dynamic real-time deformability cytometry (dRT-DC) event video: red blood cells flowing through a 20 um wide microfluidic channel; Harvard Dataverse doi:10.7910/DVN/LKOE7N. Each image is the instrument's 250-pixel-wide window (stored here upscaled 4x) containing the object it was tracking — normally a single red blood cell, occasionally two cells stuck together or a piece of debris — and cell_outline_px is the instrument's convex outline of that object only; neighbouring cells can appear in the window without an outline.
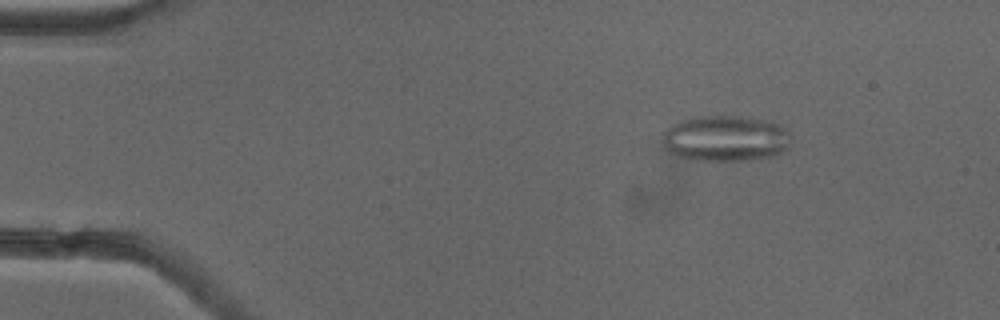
{"species": "common noctule bat (a hibernating species)", "species_latin": "Nyctalus noctula", "temperature_condition": "cold", "stored_images_in_passage": 53, "camera_frame_rate_fps": 3000, "um_per_image_px": 0.085, "animal": {"sex": "female"}, "frame": {"image": 1, "passage_image": 8, "time_ms": 2.333, "image_size_px": [1000, 320], "cell_outline_px": [[788, 148], [772, 156], [744, 160], [696, 160], [676, 156], [668, 152], [664, 144], [664, 132], [672, 124], [684, 120], [700, 116], [736, 116], [772, 120], [780, 124], [788, 132]], "centroid_in_image_um": [61.67, 11.76], "position_along_channel_um": 23.3, "area_um2": 34.1}}
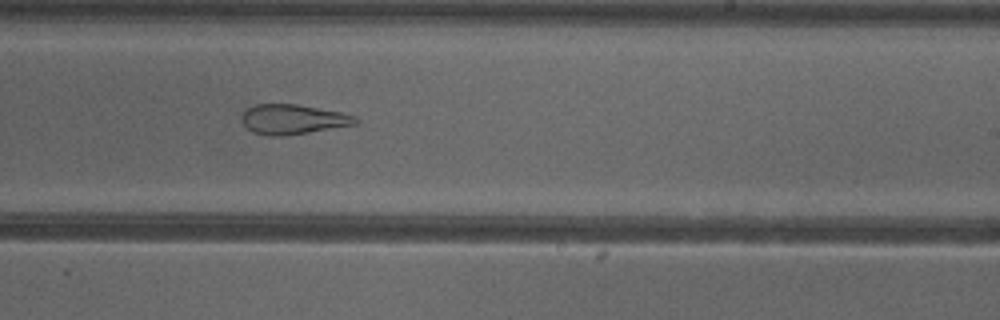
{"frame": {"image": 2, "passage_image": 33, "time_ms": 10.667, "image_size_px": [1000, 320], "cell_outline_px": [[360, 120], [356, 124], [308, 132], [280, 136], [272, 136], [252, 132], [240, 120], [244, 112], [248, 108], [256, 104], [296, 104], [340, 112], [356, 116]], "centroid_in_image_um": [24.89, 10.14], "position_along_channel_um": 264.1, "area_um2": 19.54}}
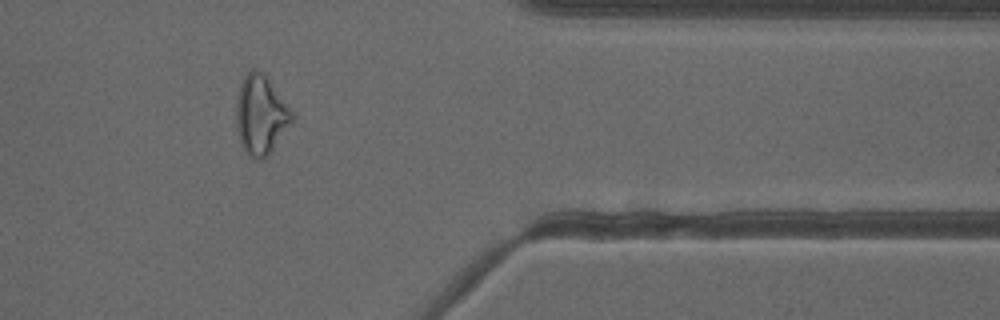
{"frame": {"image": 3, "passage_image": 44, "time_ms": 14.333, "image_size_px": [1000, 320], "cell_outline_px": [[292, 120], [268, 156], [260, 160], [252, 160], [248, 156], [240, 140], [236, 124], [236, 104], [240, 84], [244, 76], [252, 68], [256, 68], [264, 72], [292, 112]], "centroid_in_image_um": [22.13, 9.76], "position_along_channel_um": 389.3, "area_um2": 25.43}, "authors_computed_cell_mechanics": {"area_um2": 26.5302, "velocity_mm_per_s": 3.8885, "shape_relaxation_time_tau1_ms": null, "shape_relaxation_time_tau2_ms": 2.6259, "deformation_change_tau1": null, "deformation_change_tau2": 0.1215}}